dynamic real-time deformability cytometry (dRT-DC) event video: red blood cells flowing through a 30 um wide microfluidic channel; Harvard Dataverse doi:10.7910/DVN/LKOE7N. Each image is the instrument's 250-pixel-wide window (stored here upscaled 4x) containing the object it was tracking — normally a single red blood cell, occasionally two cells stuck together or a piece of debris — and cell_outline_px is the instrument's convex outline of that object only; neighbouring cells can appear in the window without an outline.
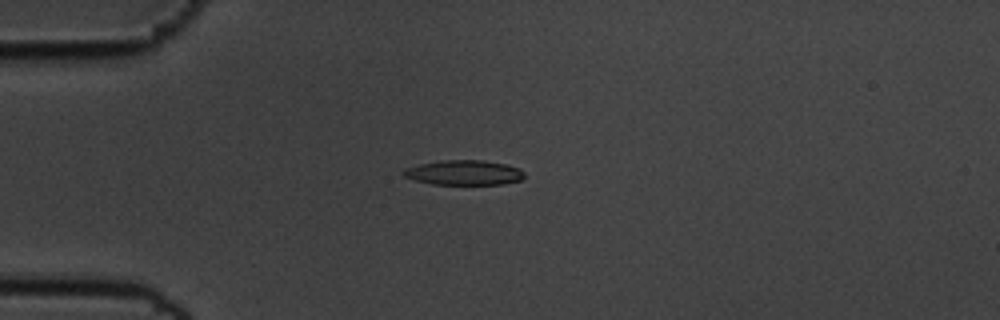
{"species": "common noctule bat (a hibernating species)", "species_latin": "Nyctalus noctula", "temperature_condition": "cold", "stored_images_in_passage": 43, "camera_frame_rate_fps": 3000, "um_per_image_px": 0.085, "animal": {"sex": "male", "body_mass_g": 19.5, "forearm_length_mm": 54.6}, "frame": {"image": 1, "passage_image": 1, "time_ms": 0.0, "image_size_px": [1000, 320], "cell_outline_px": [[524, 176], [520, 180], [504, 184], [432, 184], [416, 180], [404, 176], [400, 172], [404, 168], [420, 164], [444, 160], [484, 160], [504, 164], [520, 168], [524, 172]], "centroid_in_image_um": [39.43, 14.67], "position_along_channel_um": 45.6, "area_um2": 17.46}}
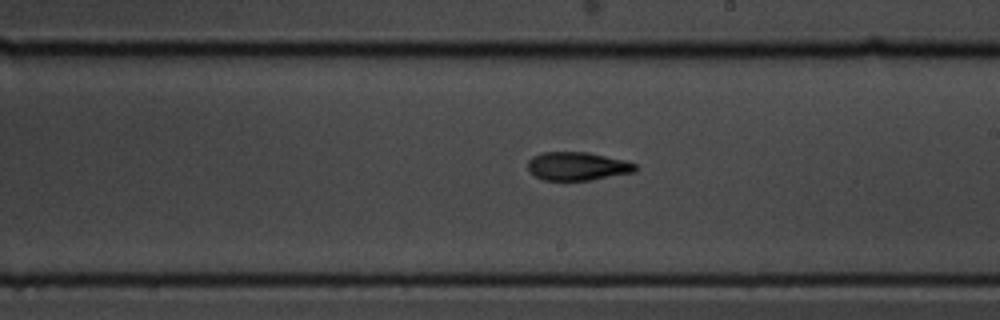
{"frame": {"image": 2, "passage_image": 19, "time_ms": 6.0, "image_size_px": [1000, 320], "cell_outline_px": [[636, 172], [592, 180], [544, 180], [536, 176], [528, 168], [528, 160], [532, 156], [544, 152], [588, 152], [624, 160], [636, 164]], "centroid_in_image_um": [49.1, 14.13], "position_along_channel_um": 239.9, "area_um2": 17.74}}
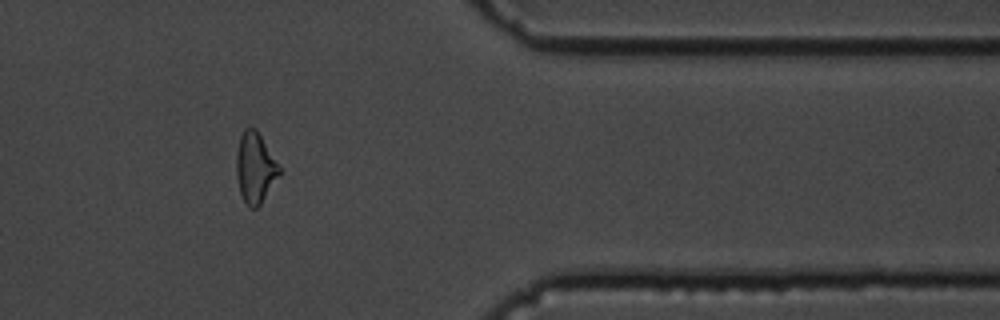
{"frame": {"image": 3, "passage_image": 33, "time_ms": 10.667, "image_size_px": [1000, 320], "cell_outline_px": [[280, 172], [260, 204], [256, 208], [248, 208], [240, 192], [236, 176], [236, 152], [240, 136], [244, 128], [256, 128], [280, 168]], "centroid_in_image_um": [21.64, 14.25], "position_along_channel_um": 389.8, "area_um2": 17.28}, "authors_computed_cell_mechanics": {"area_um2": 17.8024, "velocity_mm_per_s": 3.5816, "shape_relaxation_time_tau1_ms": 5.1554, "shape_relaxation_time_tau2_ms": 3.1867, "deformation_change_tau1": 0.1768, "deformation_change_tau2": 0.096}}